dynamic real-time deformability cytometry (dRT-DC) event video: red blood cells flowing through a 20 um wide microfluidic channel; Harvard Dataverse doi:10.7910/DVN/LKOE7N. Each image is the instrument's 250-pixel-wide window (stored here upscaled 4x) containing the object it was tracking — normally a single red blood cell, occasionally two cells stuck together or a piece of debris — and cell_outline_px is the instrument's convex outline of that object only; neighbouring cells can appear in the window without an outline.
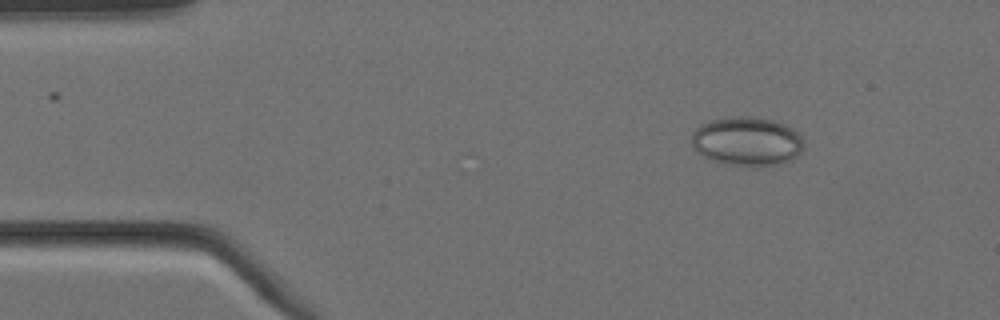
{"species": "Egyptian fruit bat (a non-hibernating species)", "species_latin": "Rousettus aegyptiacus", "temperature_condition": "cold", "stored_images_in_passage": 3, "camera_frame_rate_fps": 3000, "um_per_image_px": 0.085, "animal": {"sex": "female"}, "frame": {"image": 1, "passage_image": 1, "time_ms": 0.0, "image_size_px": [1000, 320], "cell_outline_px": [[804, 148], [792, 160], [780, 164], [760, 168], [752, 168], [720, 164], [696, 152], [692, 148], [692, 132], [700, 124], [724, 116], [748, 116], [772, 120], [784, 124], [792, 128], [804, 140]], "centroid_in_image_um": [63.48, 12.05], "position_along_channel_um": 21.5, "area_um2": 32.95}}